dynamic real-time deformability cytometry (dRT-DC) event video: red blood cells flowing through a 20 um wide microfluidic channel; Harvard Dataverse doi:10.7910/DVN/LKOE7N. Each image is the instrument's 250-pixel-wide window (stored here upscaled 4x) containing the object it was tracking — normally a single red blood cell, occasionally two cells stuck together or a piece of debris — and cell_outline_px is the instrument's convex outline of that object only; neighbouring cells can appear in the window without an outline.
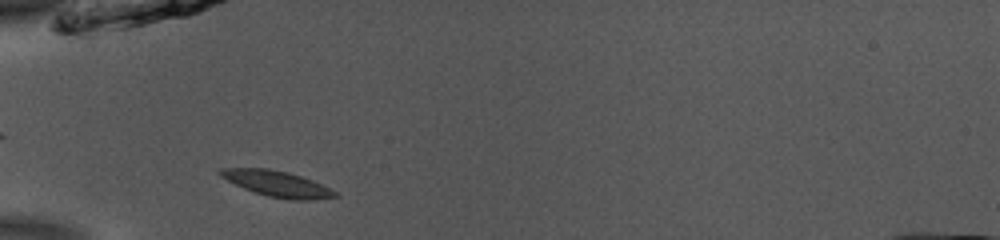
{"species": "common noctule bat (a hibernating species)", "species_latin": "Nyctalus noctula", "temperature_condition": "room temperature", "stored_images_in_passage": 37, "camera_frame_rate_fps": 3000, "um_per_image_px": 0.085, "animal": {"sex": "male", "body_mass_g": 13.0, "forearm_length_mm": 53.1}, "frame": {"image": 1, "passage_image": 2, "time_ms": 0.333, "image_size_px": [1000, 240], "cell_outline_px": [[340, 196], [316, 200], [288, 200], [268, 196], [244, 188], [220, 176], [216, 172], [220, 168], [268, 168], [288, 172], [312, 180], [336, 192]], "centroid_in_image_um": [23.55, 15.62], "position_along_channel_um": 61.4, "area_um2": 17.17}}
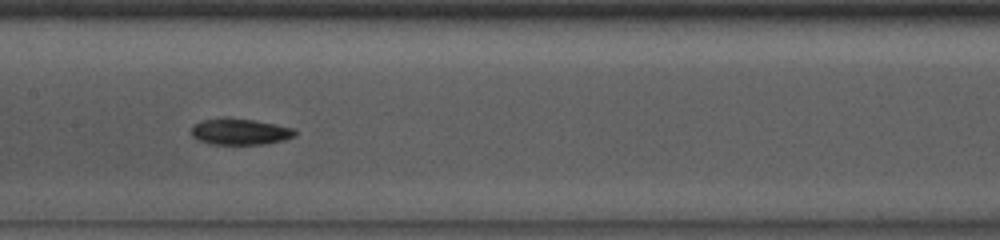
{"frame": {"image": 2, "passage_image": 12, "time_ms": 3.667, "image_size_px": [1000, 240], "cell_outline_px": [[296, 136], [284, 140], [268, 144], [212, 144], [200, 140], [192, 136], [192, 124], [200, 120], [252, 120], [276, 124], [292, 128], [296, 132]], "centroid_in_image_um": [20.44, 11.23], "position_along_channel_um": 187.0, "area_um2": 15.32}}
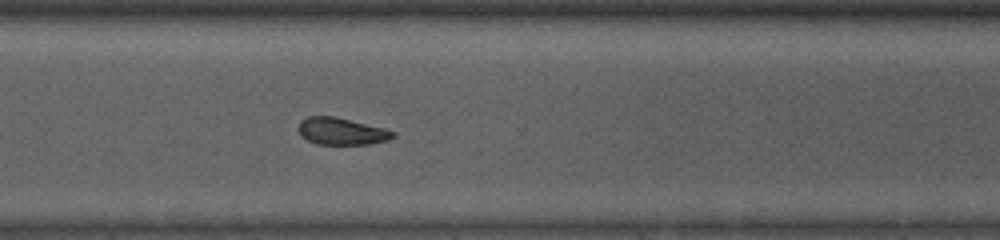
{"frame": {"image": 3, "passage_image": 24, "time_ms": 7.667, "image_size_px": [1000, 240], "cell_outline_px": [[396, 136], [388, 140], [368, 144], [316, 144], [300, 136], [300, 120], [308, 116], [332, 116], [384, 128], [396, 132]], "centroid_in_image_um": [29.04, 11.16], "position_along_channel_um": 341.6, "area_um2": 14.74}, "authors_computed_cell_mechanics": {"area_um2": 15.4904, "velocity_mm_per_s": 3.8809, "shape_relaxation_time_tau1_ms": 4.4607, "shape_relaxation_time_tau2_ms": 4.5045, "deformation_change_tau1": 0.1072, "deformation_change_tau2": 0.0975}}